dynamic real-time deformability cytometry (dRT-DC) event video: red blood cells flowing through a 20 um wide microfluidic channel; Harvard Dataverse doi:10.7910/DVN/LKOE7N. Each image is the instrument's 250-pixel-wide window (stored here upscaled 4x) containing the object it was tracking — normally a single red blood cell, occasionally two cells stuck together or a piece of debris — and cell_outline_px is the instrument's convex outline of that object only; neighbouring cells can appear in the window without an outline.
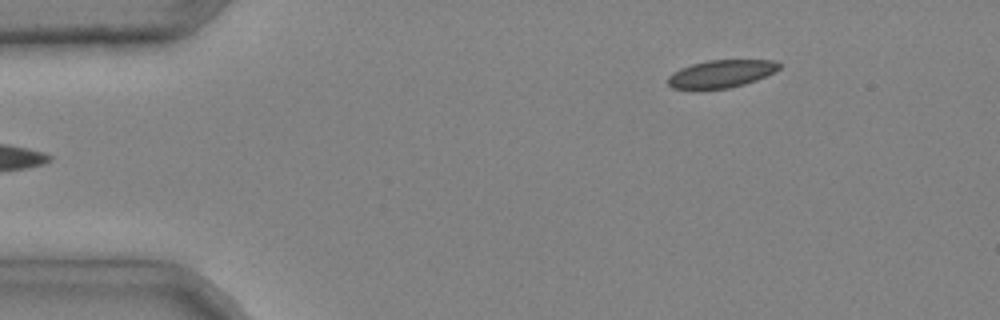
{"species": "common noctule bat (a hibernating species)", "species_latin": "Nyctalus noctula", "temperature_condition": "cold", "stored_images_in_passage": 3, "camera_frame_rate_fps": 3000, "um_per_image_px": 0.085, "animal": {"sex": "male", "body_mass_g": 20.4}, "frame": {"image": 1, "passage_image": 3, "time_ms": 0.667, "image_size_px": [1000, 320], "cell_outline_px": [[784, 64], [780, 68], [756, 80], [744, 84], [728, 88], [672, 88], [668, 84], [668, 76], [672, 72], [680, 68], [692, 64], [708, 60], [772, 60]], "centroid_in_image_um": [61.31, 6.25], "position_along_channel_um": 23.7, "area_um2": 17.69}}